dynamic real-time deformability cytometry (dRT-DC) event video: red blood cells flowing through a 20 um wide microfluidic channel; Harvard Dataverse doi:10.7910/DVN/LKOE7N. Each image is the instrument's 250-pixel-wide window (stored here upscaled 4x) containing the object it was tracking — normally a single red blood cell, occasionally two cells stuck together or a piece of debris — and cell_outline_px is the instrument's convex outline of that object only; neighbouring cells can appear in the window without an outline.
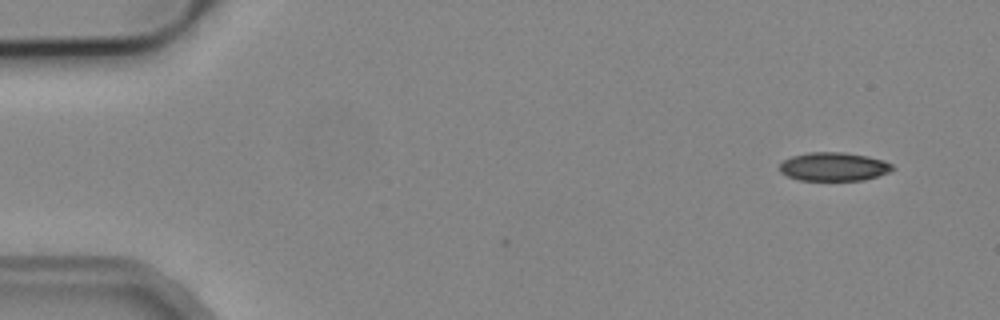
{"species": "common noctule bat (a hibernating species)", "species_latin": "Nyctalus noctula", "temperature_condition": "cold", "stored_images_in_passage": 5, "camera_frame_rate_fps": 3000, "um_per_image_px": 0.085, "animal": {"sex": "male", "body_mass_g": 19.2, "forearm_length_mm": 51.8}, "frame": {"image": 1, "passage_image": 1, "time_ms": 0.0, "image_size_px": [1000, 320], "cell_outline_px": [[896, 168], [888, 172], [864, 180], [800, 180], [788, 176], [780, 172], [780, 164], [784, 160], [792, 156], [808, 152], [844, 152], [868, 156], [884, 160], [892, 164]], "centroid_in_image_um": [70.88, 14.16], "position_along_channel_um": 14.1, "area_um2": 18.79}}
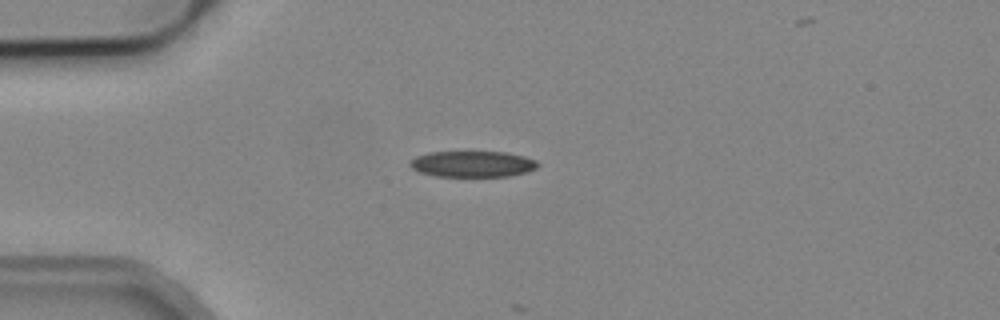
{"frame": {"image": 2, "passage_image": 3, "time_ms": 3.333, "image_size_px": [1000, 320], "cell_outline_px": [[540, 164], [536, 168], [528, 172], [508, 176], [436, 176], [420, 172], [412, 168], [408, 164], [416, 156], [428, 152], [504, 152], [524, 156], [536, 160]], "centroid_in_image_um": [40.18, 13.94], "position_along_channel_um": 44.8, "area_um2": 19.36}}